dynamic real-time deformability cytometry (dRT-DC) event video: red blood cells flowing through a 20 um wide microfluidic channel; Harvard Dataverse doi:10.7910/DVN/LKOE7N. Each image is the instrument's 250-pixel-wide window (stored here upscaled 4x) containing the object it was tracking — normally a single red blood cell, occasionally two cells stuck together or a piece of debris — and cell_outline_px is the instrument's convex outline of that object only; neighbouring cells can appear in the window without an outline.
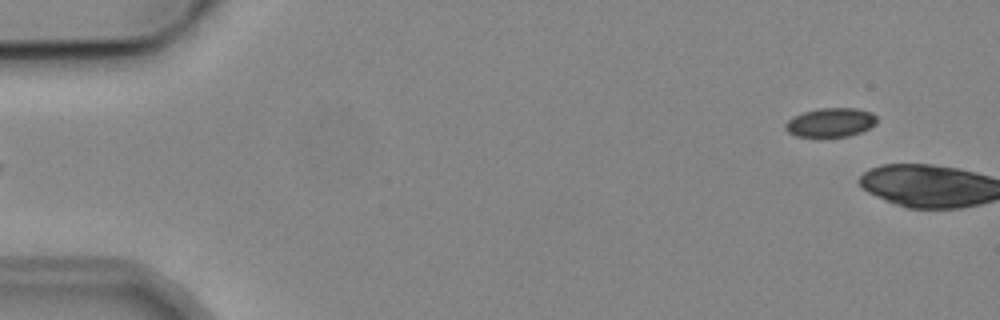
{"species": "common noctule bat (a hibernating species)", "species_latin": "Nyctalus noctula", "temperature_condition": "cold", "stored_images_in_passage": 6, "camera_frame_rate_fps": 3000, "um_per_image_px": 0.085, "animal": {"sex": "male", "body_mass_g": 19.2, "forearm_length_mm": 51.8}, "frame": {"image": 1, "passage_image": 6, "time_ms": 6.0, "image_size_px": [1000, 320], "cell_outline_px": [[876, 124], [860, 132], [848, 136], [796, 136], [788, 132], [784, 128], [784, 124], [792, 116], [804, 112], [820, 108], [856, 108], [872, 112], [876, 116]], "centroid_in_image_um": [70.59, 10.39], "position_along_channel_um": 14.4, "area_um2": 15.37}}